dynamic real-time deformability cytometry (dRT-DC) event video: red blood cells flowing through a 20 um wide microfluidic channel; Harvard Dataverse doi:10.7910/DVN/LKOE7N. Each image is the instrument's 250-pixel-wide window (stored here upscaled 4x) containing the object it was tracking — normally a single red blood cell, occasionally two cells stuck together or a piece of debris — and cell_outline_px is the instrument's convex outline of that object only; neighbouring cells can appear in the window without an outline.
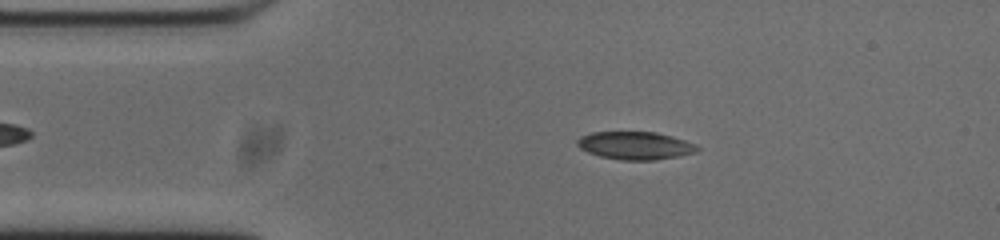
{"species": "common noctule bat (a hibernating species)", "species_latin": "Nyctalus noctula", "temperature_condition": "cold", "stored_images_in_passage": 46, "camera_frame_rate_fps": 3000, "um_per_image_px": 0.085, "animal": {"sex": "male", "body_mass_g": 20.0, "forearm_length_mm": 53.3}, "frame": {"image": 1, "passage_image": 9, "time_ms": 2.667, "image_size_px": [1000, 240], "cell_outline_px": [[700, 148], [696, 152], [680, 156], [656, 160], [620, 160], [600, 156], [588, 152], [580, 148], [576, 144], [576, 140], [580, 136], [592, 132], [656, 132], [672, 136], [696, 144]], "centroid_in_image_um": [53.99, 12.37], "position_along_channel_um": 31.0, "area_um2": 19.59}}
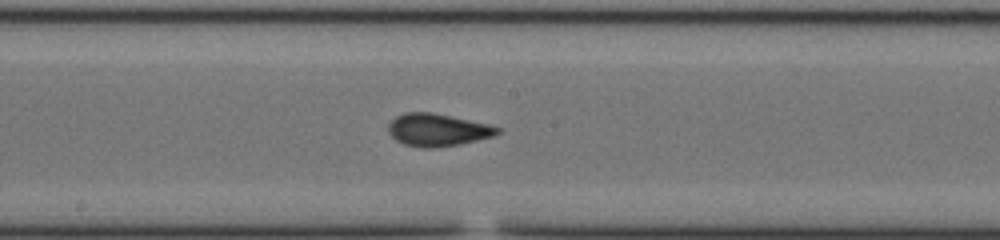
{"frame": {"image": 2, "passage_image": 26, "time_ms": 8.333, "image_size_px": [1000, 240], "cell_outline_px": [[500, 132], [496, 136], [460, 144], [436, 148], [424, 148], [404, 144], [396, 140], [388, 132], [388, 124], [396, 116], [404, 112], [428, 112], [488, 124], [500, 128]], "centroid_in_image_um": [37.19, 11.05], "position_along_channel_um": 211.0, "area_um2": 20.58}}
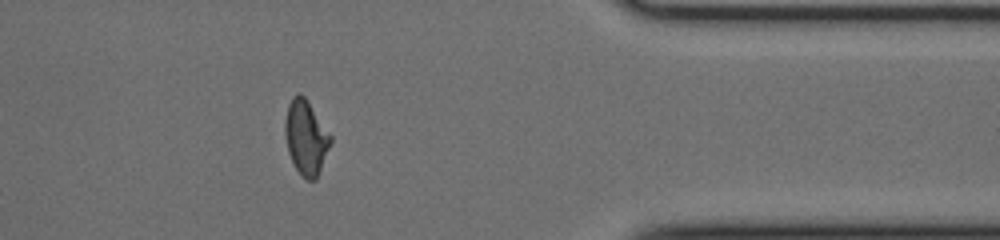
{"frame": {"image": 3, "passage_image": 42, "time_ms": 13.667, "image_size_px": [1000, 240], "cell_outline_px": [[332, 140], [316, 180], [304, 180], [300, 176], [288, 152], [284, 132], [284, 120], [288, 104], [292, 96], [300, 92], [304, 96], [332, 136]], "centroid_in_image_um": [25.99, 11.69], "position_along_channel_um": 385.4, "area_um2": 19.83}, "authors_computed_cell_mechanics": {"area_um2": 19.652, "velocity_mm_per_s": 3.7567, "shape_relaxation_time_tau1_ms": 5.4191, "shape_relaxation_time_tau2_ms": 1.5562, "deformation_change_tau1": 0.1305, "deformation_change_tau2": 0.0618}}